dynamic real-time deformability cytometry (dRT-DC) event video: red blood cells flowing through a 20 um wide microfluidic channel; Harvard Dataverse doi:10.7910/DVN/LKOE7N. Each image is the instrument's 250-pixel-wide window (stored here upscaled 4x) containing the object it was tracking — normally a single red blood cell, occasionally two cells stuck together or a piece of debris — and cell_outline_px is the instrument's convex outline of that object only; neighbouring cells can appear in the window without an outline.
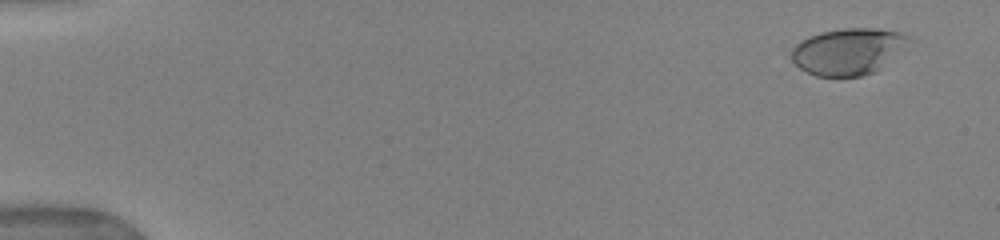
{"species": "human", "species_latin": "Homo sapiens", "temperature_condition": "warm", "stored_images_in_passage": 28, "camera_frame_rate_fps": 3000, "um_per_image_px": 0.085, "donor": {"sex": "female"}, "frame": {"image": 1, "passage_image": 2, "time_ms": 1.0, "image_size_px": [1000, 240], "cell_outline_px": [[908, 36], [876, 72], [860, 76], [816, 76], [800, 68], [792, 60], [792, 48], [800, 40], [808, 36], [820, 32], [844, 28], [876, 28], [900, 32]], "centroid_in_image_um": [71.94, 4.36], "position_along_channel_um": 13.1, "area_um2": 30.69}}
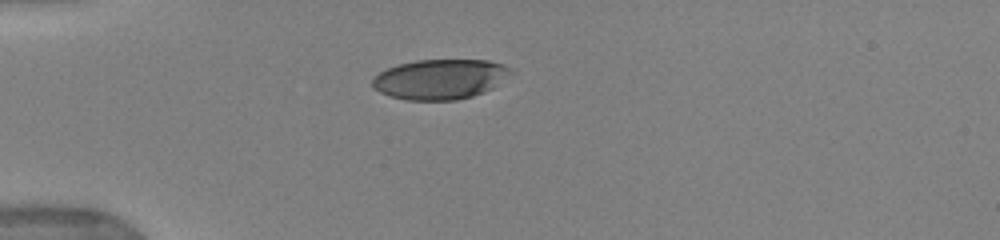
{"frame": {"image": 2, "passage_image": 14, "time_ms": 5.0, "image_size_px": [1000, 240], "cell_outline_px": [[512, 72], [492, 88], [484, 92], [472, 96], [456, 100], [408, 100], [392, 96], [380, 92], [372, 84], [372, 80], [380, 72], [388, 68], [400, 64], [416, 60], [488, 60], [504, 64], [512, 68]], "centroid_in_image_um": [37.44, 6.72], "position_along_channel_um": 47.6, "area_um2": 31.96}}